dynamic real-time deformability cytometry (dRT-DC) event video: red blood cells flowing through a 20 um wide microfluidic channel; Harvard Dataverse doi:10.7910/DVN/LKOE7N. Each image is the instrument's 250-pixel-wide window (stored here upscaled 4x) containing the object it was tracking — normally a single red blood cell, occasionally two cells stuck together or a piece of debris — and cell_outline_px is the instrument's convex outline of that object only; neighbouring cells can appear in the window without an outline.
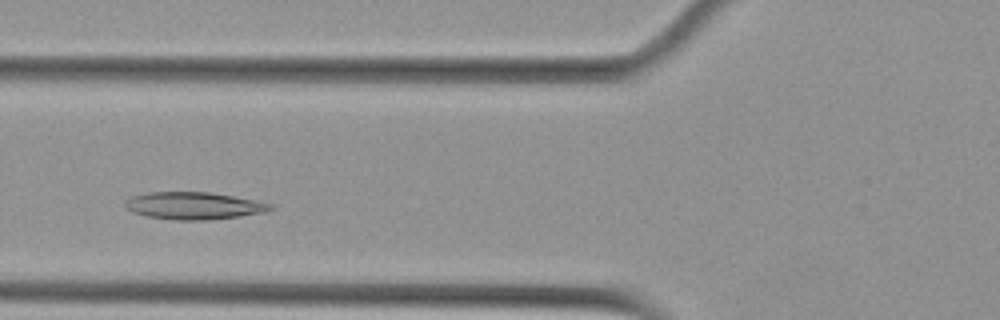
{"species": "Egyptian fruit bat (a non-hibernating species)", "species_latin": "Rousettus aegyptiacus", "temperature_condition": "cold", "stored_images_in_passage": 44, "camera_frame_rate_fps": 3000, "um_per_image_px": 0.085, "animal": {"sex": "female"}, "frame": {"image": 1, "passage_image": 10, "time_ms": 3.0, "image_size_px": [1000, 320], "cell_outline_px": [[276, 208], [264, 212], [240, 216], [208, 220], [176, 220], [148, 216], [132, 212], [124, 208], [124, 200], [132, 196], [148, 192], [208, 192], [232, 196], [272, 204]], "centroid_in_image_um": [16.43, 17.49], "position_along_channel_um": 109.4, "area_um2": 23.06}}
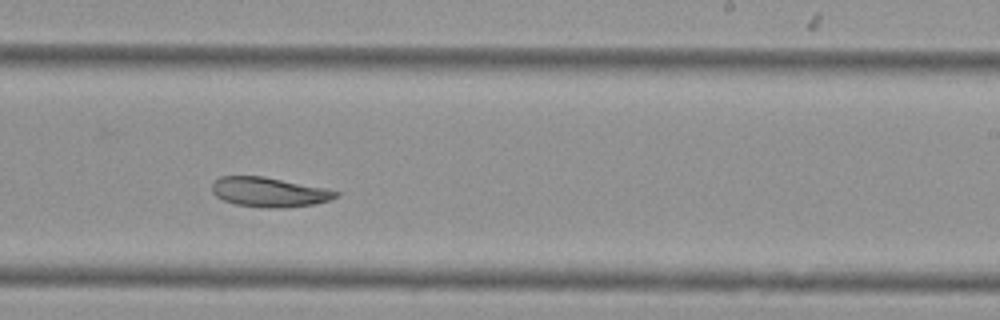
{"frame": {"image": 2, "passage_image": 23, "time_ms": 7.333, "image_size_px": [1000, 320], "cell_outline_px": [[340, 196], [328, 200], [312, 204], [284, 208], [276, 208], [236, 204], [224, 200], [216, 196], [212, 192], [212, 184], [220, 176], [264, 176], [328, 188], [340, 192]], "centroid_in_image_um": [22.91, 16.31], "position_along_channel_um": 266.1, "area_um2": 21.33}}
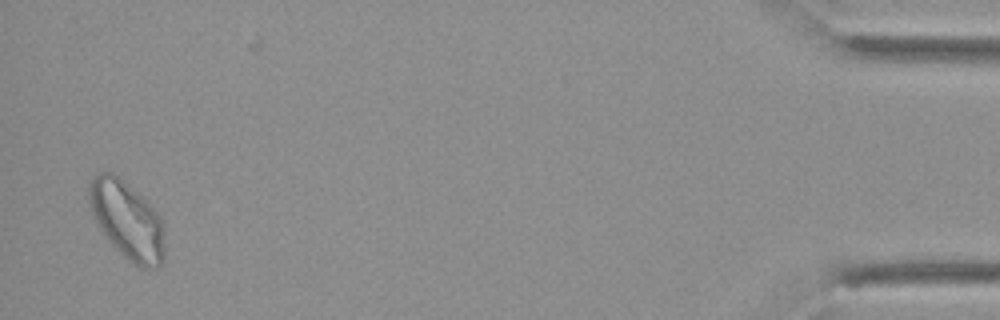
{"frame": {"image": 3, "passage_image": 43, "time_ms": 14.0, "image_size_px": [1000, 320], "cell_outline_px": [[164, 260], [156, 268], [140, 268], [132, 264], [108, 240], [100, 228], [92, 212], [88, 200], [88, 180], [96, 172], [112, 172], [120, 176], [144, 196], [160, 216], [164, 228]], "centroid_in_image_um": [10.8, 18.67], "position_along_channel_um": 424.4, "area_um2": 34.91}, "authors_computed_cell_mechanics": {"area_um2": 23.5824, "velocity_mm_per_s": 3.6299, "shape_relaxation_time_tau1_ms": 8.1496, "shape_relaxation_time_tau2_ms": null, "deformation_change_tau1": 0.1461, "deformation_change_tau2": null}}